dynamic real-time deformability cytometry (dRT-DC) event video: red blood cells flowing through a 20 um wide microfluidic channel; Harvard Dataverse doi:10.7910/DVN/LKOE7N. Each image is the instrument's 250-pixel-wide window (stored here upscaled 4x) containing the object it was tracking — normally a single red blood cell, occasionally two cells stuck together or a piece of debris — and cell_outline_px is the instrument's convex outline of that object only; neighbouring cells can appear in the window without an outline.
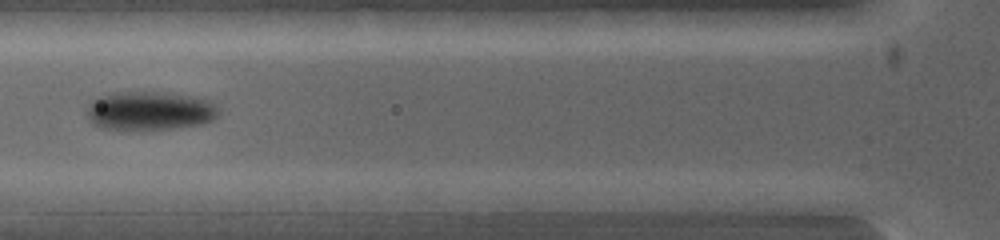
{"species": "common noctule bat (a hibernating species)", "species_latin": "Nyctalus noctula", "temperature_condition": "warm", "stored_images_in_passage": 3, "segment_of_instrument_passage": [2, 2], "camera_frame_rate_fps": 5000, "um_per_image_px": 0.085, "animal": {"sex": "female", "body_mass_g": 19.0, "forearm_length_mm": 53.3}, "frame": {"image": 1, "passage_image": 3, "time_ms": 0.4, "image_size_px": [1000, 240], "cell_outline_px": [[588, 200], [576, 212], [500, 212], [492, 200], [496, 192], [576, 192]], "centroid_in_image_um": [45.78, 17.16], "position_along_channel_um": 80.0, "area_um2": 12.54}}